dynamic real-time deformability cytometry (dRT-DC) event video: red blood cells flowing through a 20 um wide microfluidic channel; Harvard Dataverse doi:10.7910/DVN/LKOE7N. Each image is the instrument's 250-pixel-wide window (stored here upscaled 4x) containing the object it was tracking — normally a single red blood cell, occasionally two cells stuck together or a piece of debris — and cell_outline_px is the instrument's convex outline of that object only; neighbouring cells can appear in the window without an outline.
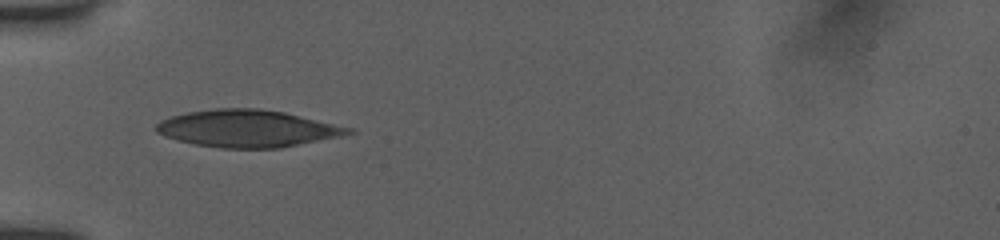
{"species": "human", "species_latin": "Homo sapiens", "temperature_condition": "room temperature", "stored_images_in_passage": 13, "camera_frame_rate_fps": 3000, "um_per_image_px": 0.085, "donor": {"sex": "female"}, "frame": {"image": 1, "passage_image": 2, "time_ms": 0.667, "image_size_px": [1000, 240], "cell_outline_px": [[356, 132], [340, 136], [280, 148], [220, 148], [196, 144], [176, 140], [164, 136], [156, 132], [156, 124], [160, 120], [172, 116], [188, 112], [216, 108], [256, 108], [284, 112], [352, 128]], "centroid_in_image_um": [21.0, 10.92], "position_along_channel_um": 64.0, "area_um2": 41.38}}
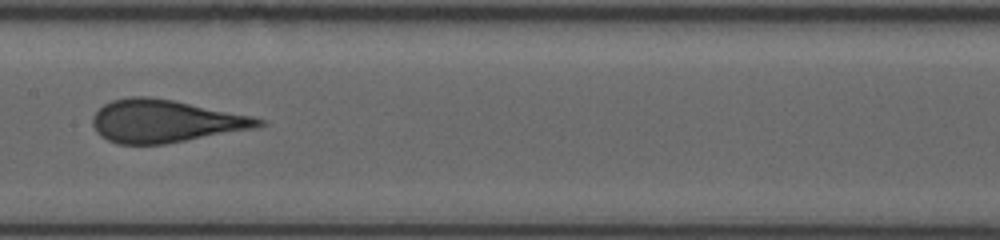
{"frame": {"image": 2, "passage_image": 8, "time_ms": 4.0, "image_size_px": [1000, 240], "cell_outline_px": [[268, 124], [256, 128], [164, 144], [116, 144], [100, 136], [96, 132], [92, 124], [92, 116], [104, 104], [112, 100], [132, 96], [148, 96], [172, 100], [252, 116], [264, 120]], "centroid_in_image_um": [14.02, 10.3], "position_along_channel_um": 193.4, "area_um2": 41.15}}
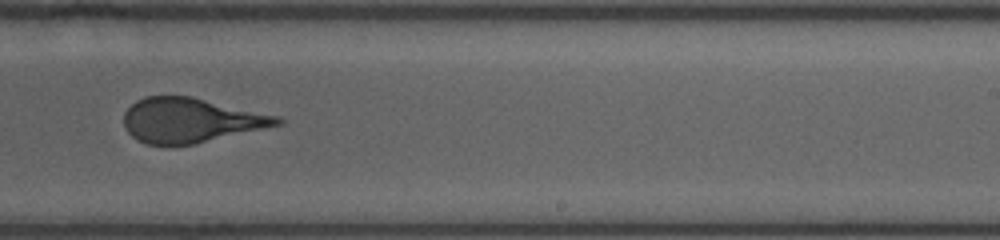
{"frame": {"image": 3, "passage_image": 12, "time_ms": 6.0, "image_size_px": [1000, 240], "cell_outline_px": [[284, 124], [192, 144], [168, 148], [148, 144], [136, 140], [128, 132], [124, 124], [124, 112], [136, 100], [144, 96], [192, 96], [280, 116], [284, 120]], "centroid_in_image_um": [16.2, 10.24], "position_along_channel_um": 272.8, "area_um2": 40.4}}